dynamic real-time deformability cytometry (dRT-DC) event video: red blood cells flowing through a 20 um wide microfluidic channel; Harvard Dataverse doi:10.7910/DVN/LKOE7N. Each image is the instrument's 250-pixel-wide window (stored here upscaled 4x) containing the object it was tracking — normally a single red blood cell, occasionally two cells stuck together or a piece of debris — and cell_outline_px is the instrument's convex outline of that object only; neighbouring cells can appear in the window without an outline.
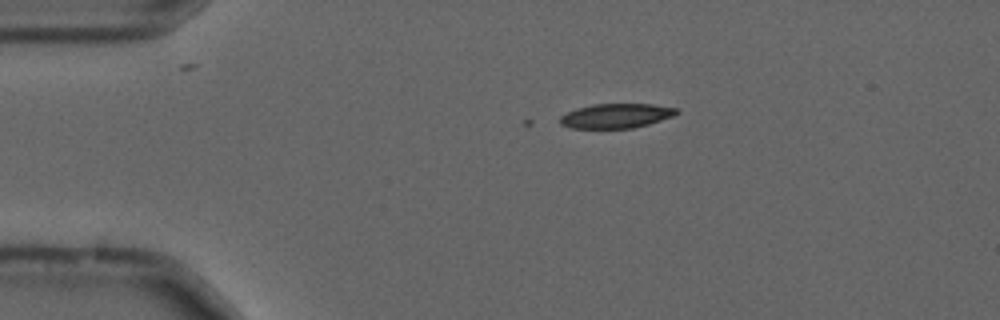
{"species": "common noctule bat (a hibernating species)", "species_latin": "Nyctalus noctula", "temperature_condition": "cold", "stored_images_in_passage": 4, "camera_frame_rate_fps": 3000, "um_per_image_px": 0.085, "animal": {"sex": "male", "forearm_length_mm": 52.5}, "frame": {"image": 1, "passage_image": 1, "time_ms": 0.0, "image_size_px": [1000, 320], "cell_outline_px": [[680, 112], [672, 116], [648, 124], [632, 128], [572, 128], [560, 124], [560, 116], [576, 108], [592, 104], [652, 104], [676, 108]], "centroid_in_image_um": [52.35, 9.84], "position_along_channel_um": 32.6, "area_um2": 16.53}}